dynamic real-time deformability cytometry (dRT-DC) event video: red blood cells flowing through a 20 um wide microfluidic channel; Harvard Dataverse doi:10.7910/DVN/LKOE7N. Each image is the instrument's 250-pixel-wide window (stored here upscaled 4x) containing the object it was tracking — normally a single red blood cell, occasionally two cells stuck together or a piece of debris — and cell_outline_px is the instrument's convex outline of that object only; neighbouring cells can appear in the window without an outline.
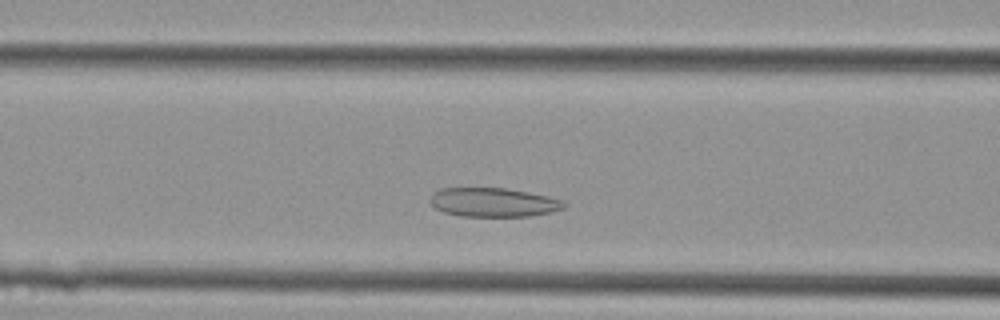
{"species": "Egyptian fruit bat (a non-hibernating species)", "species_latin": "Rousettus aegyptiacus", "temperature_condition": "cold", "stored_images_in_passage": 35, "camera_frame_rate_fps": 3000, "um_per_image_px": 0.085, "animal": {"sex": "female"}, "frame": {"image": 1, "passage_image": 8, "time_ms": 2.333, "image_size_px": [1000, 320], "cell_outline_px": [[568, 204], [564, 208], [552, 212], [528, 216], [460, 216], [444, 212], [436, 208], [428, 200], [432, 192], [440, 188], [508, 188], [548, 196], [564, 200]], "centroid_in_image_um": [41.94, 17.19], "position_along_channel_um": 124.7, "area_um2": 22.83}}
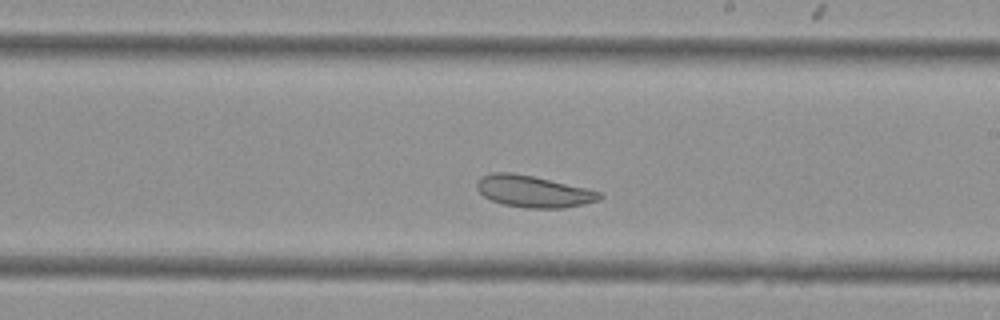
{"frame": {"image": 2, "passage_image": 16, "time_ms": 5.0, "image_size_px": [1000, 320], "cell_outline_px": [[604, 196], [600, 200], [584, 204], [564, 208], [524, 208], [504, 204], [492, 200], [484, 196], [476, 188], [476, 180], [480, 176], [492, 172], [512, 172], [532, 176], [588, 188], [600, 192]], "centroid_in_image_um": [45.34, 16.26], "position_along_channel_um": 243.7, "area_um2": 22.83}}
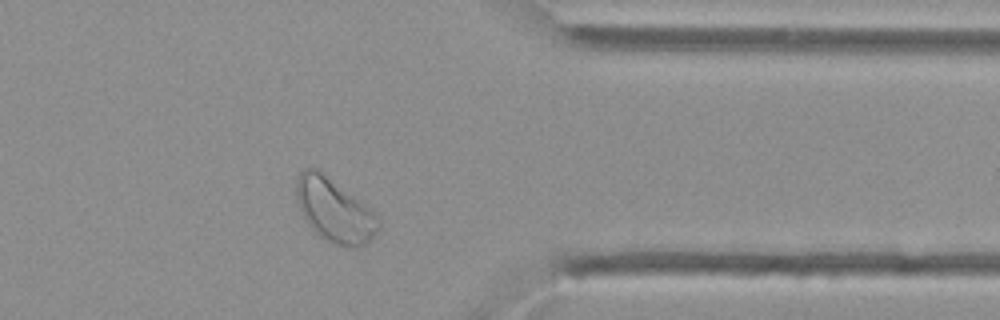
{"frame": {"image": 3, "passage_image": 26, "time_ms": 8.333, "image_size_px": [1000, 320], "cell_outline_px": [[380, 228], [360, 248], [352, 248], [332, 244], [320, 236], [304, 220], [296, 200], [296, 176], [304, 168], [316, 168], [372, 208], [380, 216]], "centroid_in_image_um": [28.43, 17.88], "position_along_channel_um": 383.0, "area_um2": 30.75}}